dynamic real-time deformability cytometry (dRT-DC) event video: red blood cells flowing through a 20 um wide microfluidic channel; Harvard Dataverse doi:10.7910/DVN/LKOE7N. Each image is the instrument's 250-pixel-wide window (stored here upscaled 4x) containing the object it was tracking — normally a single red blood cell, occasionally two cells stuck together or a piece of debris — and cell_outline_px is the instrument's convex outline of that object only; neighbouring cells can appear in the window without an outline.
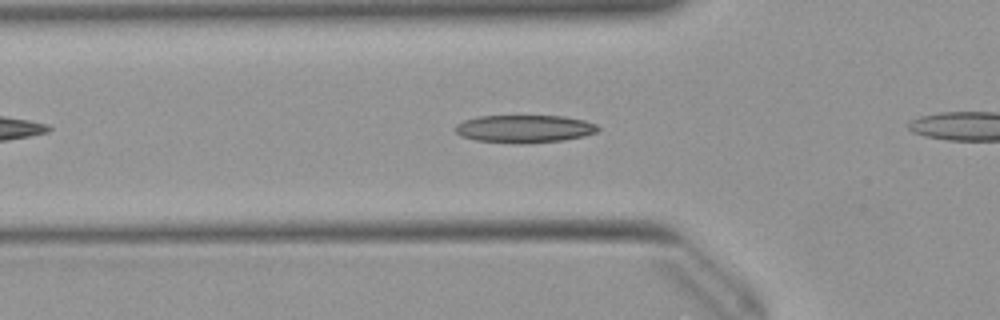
{"species": "Egyptian fruit bat (a non-hibernating species)", "species_latin": "Rousettus aegyptiacus", "temperature_condition": "warm", "stored_images_in_passage": 26, "camera_frame_rate_fps": 3000, "um_per_image_px": 0.085, "animal": {"sex": "female"}, "frame": {"image": 1, "passage_image": 2, "time_ms": 0.333, "image_size_px": [1000, 320], "cell_outline_px": [[600, 128], [596, 132], [584, 136], [564, 140], [520, 144], [476, 140], [460, 136], [452, 128], [456, 124], [464, 120], [480, 116], [564, 116], [584, 120], [596, 124]], "centroid_in_image_um": [44.55, 10.95], "position_along_channel_um": 81.2, "area_um2": 23.18}}
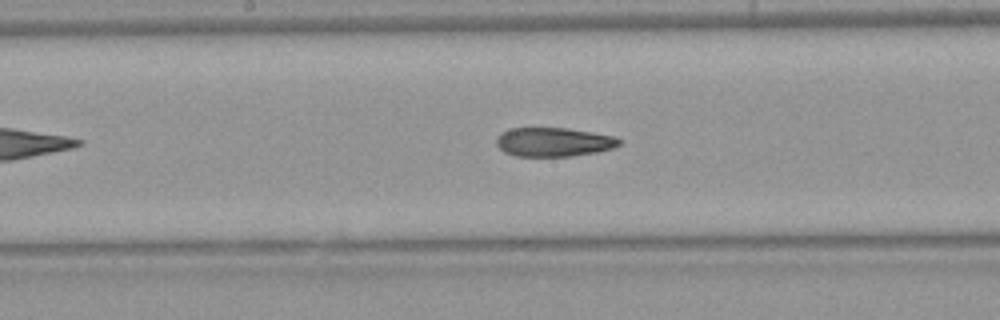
{"frame": {"image": 2, "passage_image": 11, "time_ms": 3.333, "image_size_px": [1000, 320], "cell_outline_px": [[620, 144], [612, 148], [596, 152], [572, 156], [516, 156], [504, 152], [496, 144], [496, 136], [500, 132], [508, 128], [568, 128], [616, 136], [620, 140]], "centroid_in_image_um": [47.02, 12.06], "position_along_channel_um": 201.2, "area_um2": 20.87}}
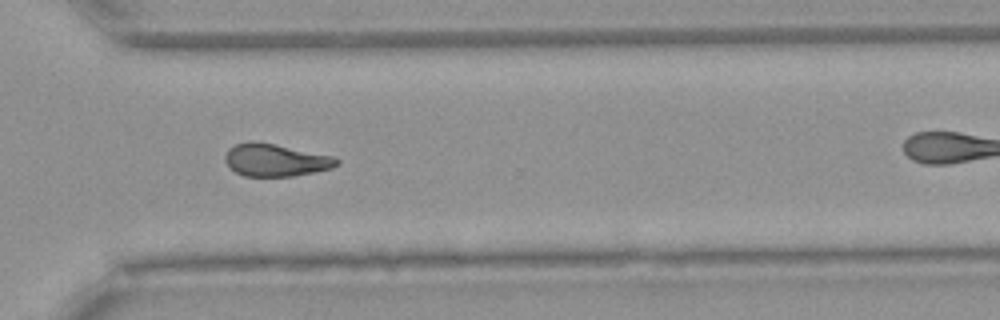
{"frame": {"image": 3, "passage_image": 22, "time_ms": 7.0, "image_size_px": [1000, 320], "cell_outline_px": [[340, 164], [332, 168], [292, 176], [244, 176], [228, 168], [224, 160], [224, 156], [228, 148], [236, 144], [248, 140], [256, 140], [336, 156], [340, 160]], "centroid_in_image_um": [23.41, 13.58], "position_along_channel_um": 347.2, "area_um2": 21.62}}